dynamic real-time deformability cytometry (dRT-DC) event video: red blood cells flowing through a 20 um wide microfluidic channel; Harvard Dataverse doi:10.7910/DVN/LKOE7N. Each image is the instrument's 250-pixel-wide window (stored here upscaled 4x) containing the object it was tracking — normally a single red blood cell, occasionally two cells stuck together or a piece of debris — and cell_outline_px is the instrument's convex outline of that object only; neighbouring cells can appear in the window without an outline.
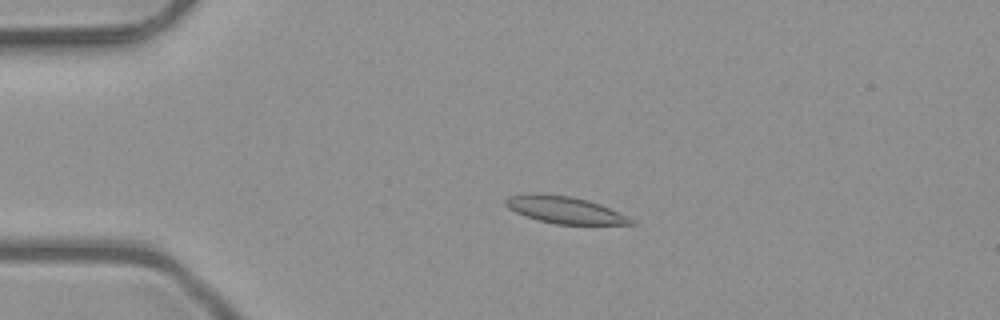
{"species": "common noctule bat (a hibernating species)", "species_latin": "Nyctalus noctula", "temperature_condition": "room temperature", "stored_images_in_passage": 52, "camera_frame_rate_fps": 3000, "um_per_image_px": 0.085, "animal": {"sex": "male", "body_mass_g": 23.1, "forearm_length_mm": 52.7}, "frame": {"image": 1, "passage_image": 12, "time_ms": 3.667, "image_size_px": [1000, 320], "cell_outline_px": [[636, 224], [556, 224], [540, 220], [516, 212], [508, 208], [504, 204], [504, 200], [508, 196], [532, 192], [536, 192], [568, 196], [588, 200], [600, 204], [636, 220]], "centroid_in_image_um": [47.98, 17.82], "position_along_channel_um": 37.0, "area_um2": 19.65}}
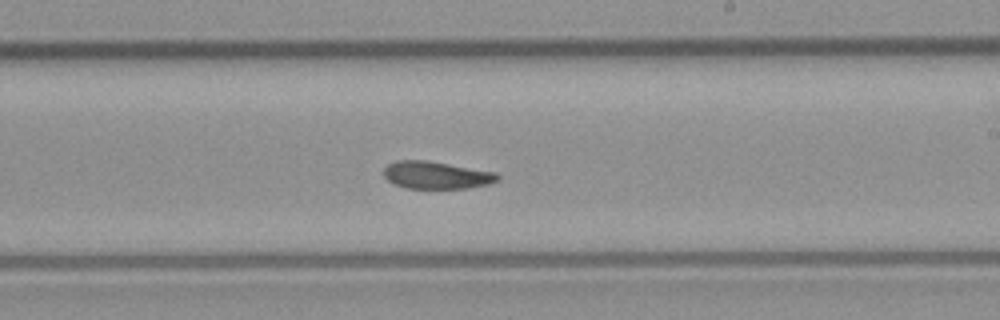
{"frame": {"image": 2, "passage_image": 31, "time_ms": 10.0, "image_size_px": [1000, 320], "cell_outline_px": [[500, 180], [488, 184], [468, 188], [408, 188], [392, 184], [384, 176], [384, 168], [388, 164], [396, 160], [428, 160], [496, 172], [500, 176]], "centroid_in_image_um": [37.09, 14.88], "position_along_channel_um": 251.9, "area_um2": 18.32}}
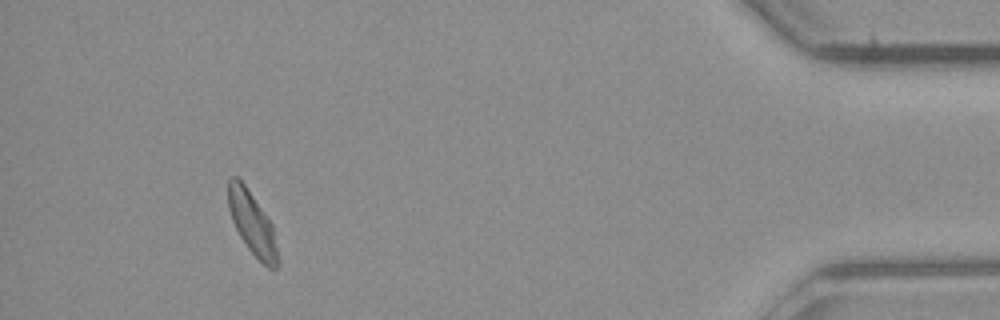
{"frame": {"image": 3, "passage_image": 48, "time_ms": 15.667, "image_size_px": [1000, 320], "cell_outline_px": [[276, 268], [268, 268], [248, 248], [240, 236], [232, 220], [228, 208], [228, 180], [232, 176], [236, 176], [244, 184], [272, 224], [276, 248]], "centroid_in_image_um": [21.39, 18.93], "position_along_channel_um": 413.8, "area_um2": 17.4}}